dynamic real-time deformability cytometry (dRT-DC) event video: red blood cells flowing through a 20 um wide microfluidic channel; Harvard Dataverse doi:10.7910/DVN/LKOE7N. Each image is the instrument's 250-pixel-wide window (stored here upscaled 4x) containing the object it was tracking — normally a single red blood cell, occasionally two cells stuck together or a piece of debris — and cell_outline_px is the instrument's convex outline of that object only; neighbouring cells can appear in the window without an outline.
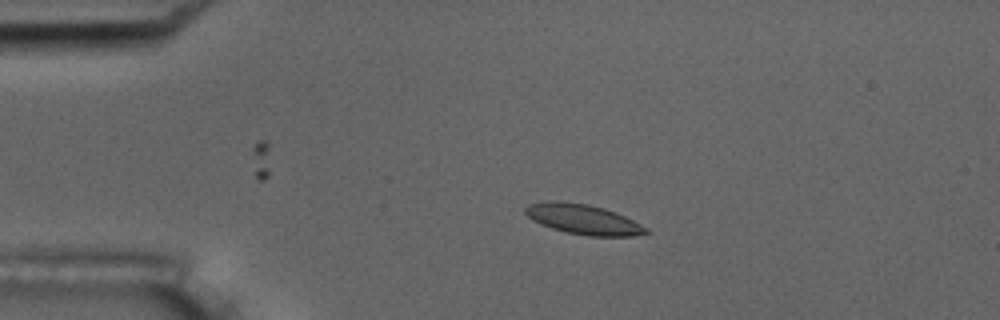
{"species": "common noctule bat (a hibernating species)", "species_latin": "Nyctalus noctula", "temperature_condition": "room temperature", "stored_images_in_passage": 4, "camera_frame_rate_fps": 3000, "um_per_image_px": 0.085, "animal": {"sex": "male", "body_mass_g": 17.5, "forearm_length_mm": 52.3}, "frame": {"image": 1, "passage_image": 3, "time_ms": 2.333, "image_size_px": [1000, 320], "cell_outline_px": [[652, 232], [632, 236], [588, 236], [568, 232], [552, 228], [540, 224], [532, 220], [524, 212], [524, 208], [528, 204], [548, 200], [560, 200], [588, 204], [604, 208], [616, 212], [648, 228]], "centroid_in_image_um": [49.55, 18.62], "position_along_channel_um": 35.4, "area_um2": 21.27}}